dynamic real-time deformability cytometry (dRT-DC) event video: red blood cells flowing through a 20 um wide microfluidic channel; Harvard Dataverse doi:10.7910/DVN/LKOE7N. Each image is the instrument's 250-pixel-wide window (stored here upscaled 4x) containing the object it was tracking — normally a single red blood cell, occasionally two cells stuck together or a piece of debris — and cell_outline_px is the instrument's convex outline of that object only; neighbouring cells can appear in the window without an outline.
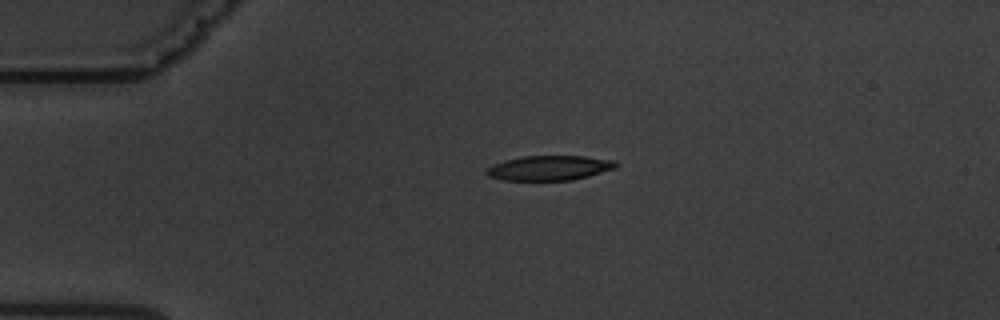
{"species": "common noctule bat (a hibernating species)", "species_latin": "Nyctalus noctula", "temperature_condition": "warm", "stored_images_in_passage": 5, "camera_frame_rate_fps": 3000, "um_per_image_px": 0.085, "animal": {"sex": "male", "body_mass_g": 19.5, "forearm_length_mm": 54.6}, "frame": {"image": 1, "passage_image": 5, "time_ms": 4.667, "image_size_px": [1000, 320], "cell_outline_px": [[620, 164], [616, 168], [588, 176], [572, 180], [504, 180], [488, 176], [484, 172], [488, 168], [504, 160], [524, 156], [584, 156], [616, 160]], "centroid_in_image_um": [46.75, 14.27], "position_along_channel_um": 38.3, "area_um2": 18.67}}